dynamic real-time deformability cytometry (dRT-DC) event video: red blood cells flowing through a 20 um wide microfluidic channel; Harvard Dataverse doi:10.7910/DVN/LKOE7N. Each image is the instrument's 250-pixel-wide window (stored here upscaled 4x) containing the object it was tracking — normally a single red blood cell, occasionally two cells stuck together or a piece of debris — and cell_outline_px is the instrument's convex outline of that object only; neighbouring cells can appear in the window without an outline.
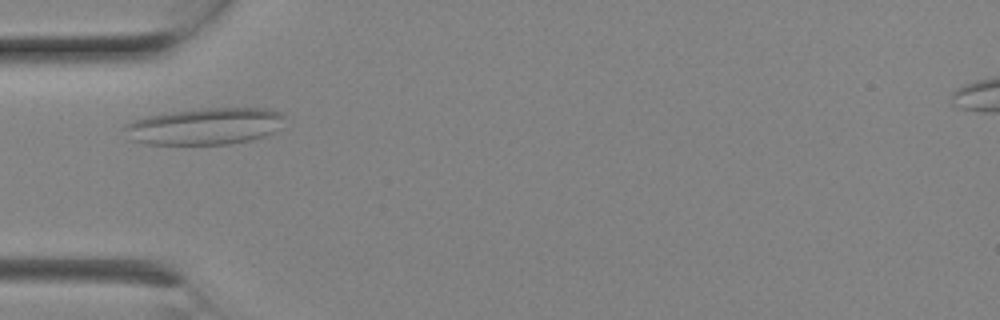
{"species": "Egyptian fruit bat (a non-hibernating species)", "species_latin": "Rousettus aegyptiacus", "temperature_condition": "room temperature", "stored_images_in_passage": 2, "camera_frame_rate_fps": 3000, "um_per_image_px": 0.085, "animal": {"sex": "female"}, "frame": {"image": 1, "passage_image": 1, "time_ms": 0.0, "image_size_px": [1000, 320], "cell_outline_px": [[284, 116], [280, 128], [264, 136], [252, 140], [232, 144], [148, 144], [128, 140], [124, 128], [124, 124], [132, 120], [148, 116], [172, 112], [200, 108], [272, 108], [280, 112]], "centroid_in_image_um": [17.41, 10.73], "position_along_channel_um": 67.6, "area_um2": 34.51}}